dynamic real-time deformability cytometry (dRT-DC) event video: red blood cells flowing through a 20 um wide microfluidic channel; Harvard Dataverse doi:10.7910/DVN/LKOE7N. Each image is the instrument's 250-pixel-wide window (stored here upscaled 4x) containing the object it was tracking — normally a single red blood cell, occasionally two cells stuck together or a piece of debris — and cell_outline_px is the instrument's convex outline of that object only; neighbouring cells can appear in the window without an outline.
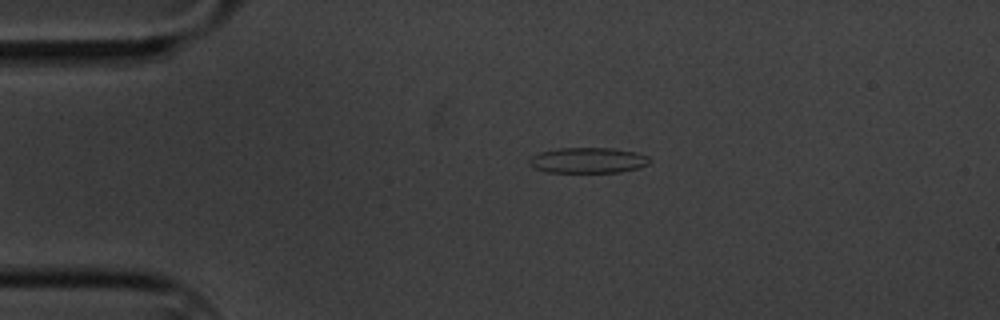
{"species": "common noctule bat (a hibernating species)", "species_latin": "Nyctalus noctula", "temperature_condition": "cold", "stored_images_in_passage": 2, "camera_frame_rate_fps": 3000, "um_per_image_px": 0.085, "animal": {"sex": "male", "body_mass_g": 20.1, "forearm_length_mm": 53.5}, "frame": {"image": 1, "passage_image": 1, "time_ms": 0.0, "image_size_px": [1000, 320], "cell_outline_px": [[652, 160], [648, 164], [636, 168], [620, 172], [548, 172], [532, 168], [528, 164], [528, 160], [532, 156], [540, 152], [560, 148], [612, 148], [636, 152], [648, 156]], "centroid_in_image_um": [49.96, 13.63], "position_along_channel_um": 35.0, "area_um2": 17.98}}